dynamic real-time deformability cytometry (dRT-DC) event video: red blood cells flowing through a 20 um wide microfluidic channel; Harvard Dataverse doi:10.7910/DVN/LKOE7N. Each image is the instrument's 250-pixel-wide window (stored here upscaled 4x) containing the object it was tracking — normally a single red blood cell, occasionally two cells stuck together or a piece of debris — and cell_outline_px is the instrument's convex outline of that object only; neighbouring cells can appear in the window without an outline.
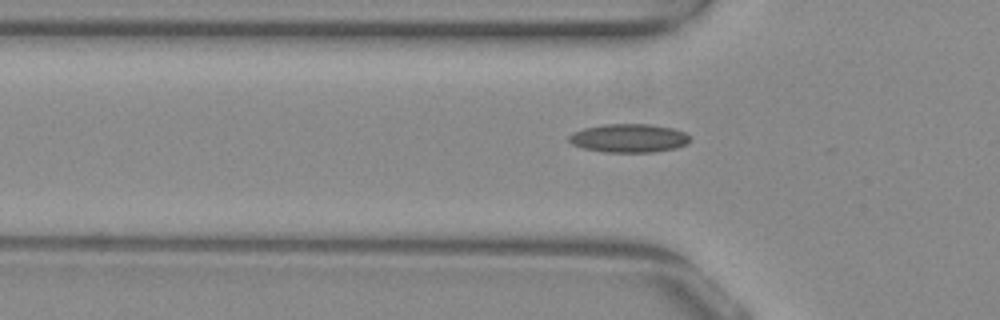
{"species": "common noctule bat (a hibernating species)", "species_latin": "Nyctalus noctula", "temperature_condition": "warm", "stored_images_in_passage": 38, "camera_frame_rate_fps": 3000, "um_per_image_px": 0.085, "animal": {"sex": "female", "body_mass_g": 29.2, "forearm_length_mm": 56.3}, "frame": {"image": 1, "passage_image": 9, "time_ms": 2.667, "image_size_px": [1000, 320], "cell_outline_px": [[688, 144], [676, 148], [652, 152], [604, 152], [584, 148], [572, 144], [568, 140], [568, 136], [572, 132], [584, 128], [604, 124], [648, 124], [672, 128], [684, 132], [688, 136]], "centroid_in_image_um": [53.42, 11.74], "position_along_channel_um": 72.4, "area_um2": 20.06}}
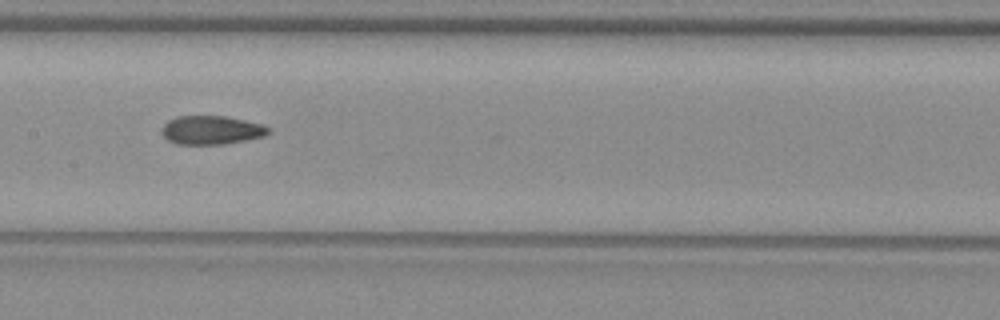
{"frame": {"image": 2, "passage_image": 18, "time_ms": 5.667, "image_size_px": [1000, 320], "cell_outline_px": [[272, 128], [264, 136], [224, 144], [176, 144], [168, 140], [160, 132], [160, 128], [168, 120], [176, 116], [224, 116], [264, 124]], "centroid_in_image_um": [17.94, 11.05], "position_along_channel_um": 189.5, "area_um2": 17.92}}
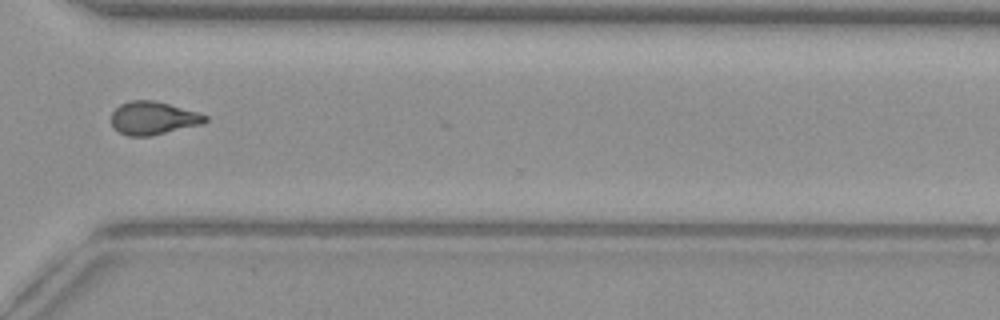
{"frame": {"image": 3, "passage_image": 31, "time_ms": 10.0, "image_size_px": [1000, 320], "cell_outline_px": [[208, 120], [204, 124], [152, 136], [128, 136], [112, 128], [112, 112], [120, 104], [132, 100], [152, 100], [168, 104], [196, 112], [208, 116]], "centroid_in_image_um": [13.02, 10.06], "position_along_channel_um": 357.6, "area_um2": 18.15}, "authors_computed_cell_mechanics": {"area_um2": 18.1492, "velocity_mm_per_s": 3.8871, "shape_relaxation_time_tau1_ms": null, "shape_relaxation_time_tau2_ms": 2.0716, "deformation_change_tau1": null, "deformation_change_tau2": 0.0914}}